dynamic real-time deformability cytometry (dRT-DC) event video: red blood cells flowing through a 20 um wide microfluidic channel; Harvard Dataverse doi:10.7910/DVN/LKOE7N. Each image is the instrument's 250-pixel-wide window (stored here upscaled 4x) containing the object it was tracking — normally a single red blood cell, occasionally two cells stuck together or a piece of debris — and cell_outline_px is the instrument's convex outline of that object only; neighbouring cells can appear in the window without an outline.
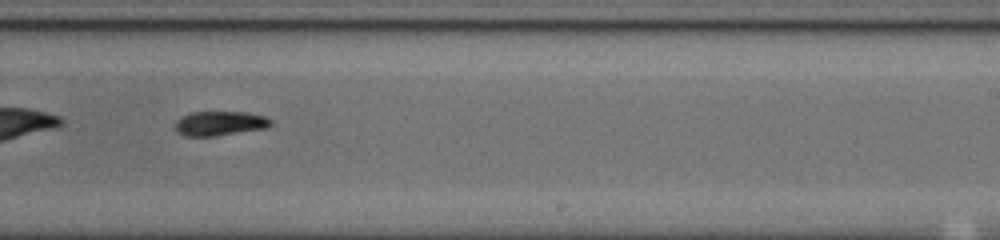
{"species": "common noctule bat (a hibernating species)", "species_latin": "Nyctalus noctula", "temperature_condition": "cold", "stored_images_in_passage": 31, "camera_frame_rate_fps": 3000, "um_per_image_px": 0.085, "animal": {"sex": "male", "body_mass_g": 20.0, "forearm_length_mm": 53.3}, "frame": {"image": 1, "passage_image": 18, "time_ms": 5.667, "image_size_px": [1000, 240], "cell_outline_px": [[272, 124], [268, 128], [216, 136], [188, 136], [176, 132], [176, 120], [180, 116], [192, 112], [248, 112], [268, 116], [272, 120]], "centroid_in_image_um": [18.74, 10.48], "position_along_channel_um": 270.3, "area_um2": 13.87}, "authors_computed_cell_mechanics": {"area_um2": 13.9876, "velocity_mm_per_s": 3.8337, "shape_relaxation_time_tau1_ms": 3.9885, "shape_relaxation_time_tau2_ms": null, "deformation_change_tau1": 0.1413, "deformation_change_tau2": null}}